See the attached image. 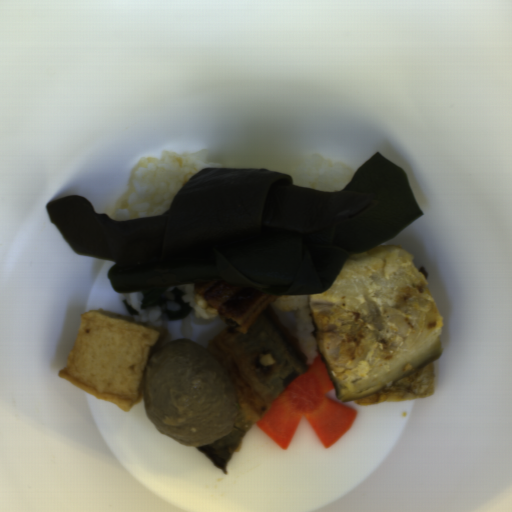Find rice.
I'll list each match as a JSON object with an SVG mask.
<instances>
[{
	"label": "rice",
	"mask_w": 512,
	"mask_h": 512,
	"mask_svg": "<svg viewBox=\"0 0 512 512\" xmlns=\"http://www.w3.org/2000/svg\"><path fill=\"white\" fill-rule=\"evenodd\" d=\"M166 307H167V310H174V311H179L181 310V306L179 303H177L176 301H170V302H167L166 304Z\"/></svg>",
	"instance_id": "rice-5"
},
{
	"label": "rice",
	"mask_w": 512,
	"mask_h": 512,
	"mask_svg": "<svg viewBox=\"0 0 512 512\" xmlns=\"http://www.w3.org/2000/svg\"><path fill=\"white\" fill-rule=\"evenodd\" d=\"M307 296H277L269 305L274 311H294L295 328L294 335L298 341L299 349L306 356V363L311 368L314 359L319 356L318 340L312 333L316 331L313 317L309 315Z\"/></svg>",
	"instance_id": "rice-3"
},
{
	"label": "rice",
	"mask_w": 512,
	"mask_h": 512,
	"mask_svg": "<svg viewBox=\"0 0 512 512\" xmlns=\"http://www.w3.org/2000/svg\"><path fill=\"white\" fill-rule=\"evenodd\" d=\"M209 149L162 150L159 159L141 157L131 168L126 191L114 203L116 222L163 215L189 179L205 167L218 165L208 160Z\"/></svg>",
	"instance_id": "rice-1"
},
{
	"label": "rice",
	"mask_w": 512,
	"mask_h": 512,
	"mask_svg": "<svg viewBox=\"0 0 512 512\" xmlns=\"http://www.w3.org/2000/svg\"><path fill=\"white\" fill-rule=\"evenodd\" d=\"M196 281V280H195ZM195 281L170 285L164 292L166 298L175 299L173 289L179 288L183 292H186L181 298L183 303H189V307L192 308V314L194 317L202 319H214L219 317V310L212 305H208V302L200 294L193 292Z\"/></svg>",
	"instance_id": "rice-4"
},
{
	"label": "rice",
	"mask_w": 512,
	"mask_h": 512,
	"mask_svg": "<svg viewBox=\"0 0 512 512\" xmlns=\"http://www.w3.org/2000/svg\"><path fill=\"white\" fill-rule=\"evenodd\" d=\"M355 173L345 162H331L312 152L295 163L287 174L292 178V185L327 192L343 189Z\"/></svg>",
	"instance_id": "rice-2"
}]
</instances>
